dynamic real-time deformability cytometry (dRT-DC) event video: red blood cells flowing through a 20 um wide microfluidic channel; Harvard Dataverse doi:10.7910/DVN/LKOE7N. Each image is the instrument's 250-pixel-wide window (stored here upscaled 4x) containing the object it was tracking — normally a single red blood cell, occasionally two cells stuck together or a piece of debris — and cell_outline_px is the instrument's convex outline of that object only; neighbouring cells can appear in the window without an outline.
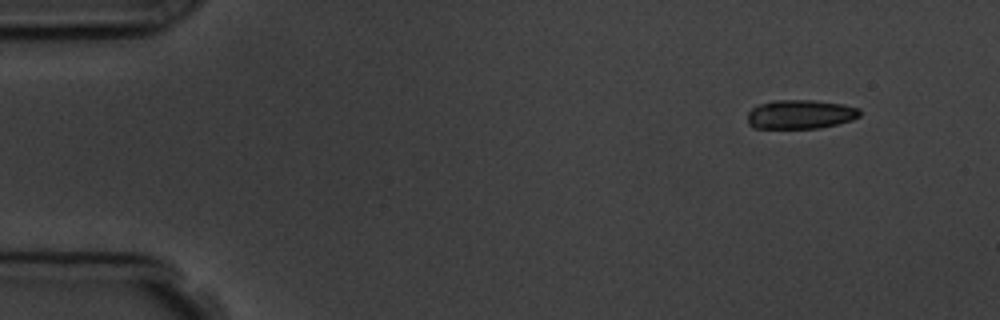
{"species": "common noctule bat (a hibernating species)", "species_latin": "Nyctalus noctula", "temperature_condition": "room temperature", "stored_images_in_passage": 5, "camera_frame_rate_fps": 3000, "um_per_image_px": 0.085, "animal": {"sex": "male", "body_mass_g": 19.5, "forearm_length_mm": 54.6}, "frame": {"image": 1, "passage_image": 1, "time_ms": 0.0, "image_size_px": [1000, 320], "cell_outline_px": [[860, 116], [852, 120], [820, 128], [752, 128], [748, 124], [748, 112], [752, 108], [760, 104], [772, 100], [812, 100], [844, 104], [860, 108]], "centroid_in_image_um": [68.03, 9.71], "position_along_channel_um": 17.0, "area_um2": 19.13}}